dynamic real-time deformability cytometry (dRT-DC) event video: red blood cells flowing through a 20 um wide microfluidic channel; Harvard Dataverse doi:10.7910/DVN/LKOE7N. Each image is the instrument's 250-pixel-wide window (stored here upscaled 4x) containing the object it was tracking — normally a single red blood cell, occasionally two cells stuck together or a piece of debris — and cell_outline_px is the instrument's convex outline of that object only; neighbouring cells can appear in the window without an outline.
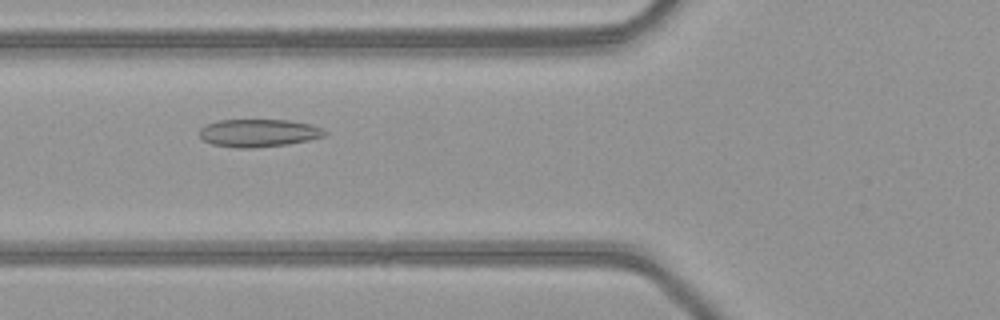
{"species": "common noctule bat (a hibernating species)", "species_latin": "Nyctalus noctula", "temperature_condition": "warm", "stored_images_in_passage": 14, "camera_frame_rate_fps": 3000, "um_per_image_px": 0.085, "animal": {"sex": "female", "body_mass_g": 21.9}, "frame": {"image": 1, "passage_image": 3, "time_ms": 0.667, "image_size_px": [1000, 320], "cell_outline_px": [[328, 132], [324, 136], [308, 140], [288, 144], [252, 148], [236, 148], [212, 144], [204, 140], [200, 136], [200, 128], [208, 124], [220, 120], [292, 120], [312, 124], [324, 128]], "centroid_in_image_um": [22.03, 11.3], "position_along_channel_um": 103.8, "area_um2": 20.35}}
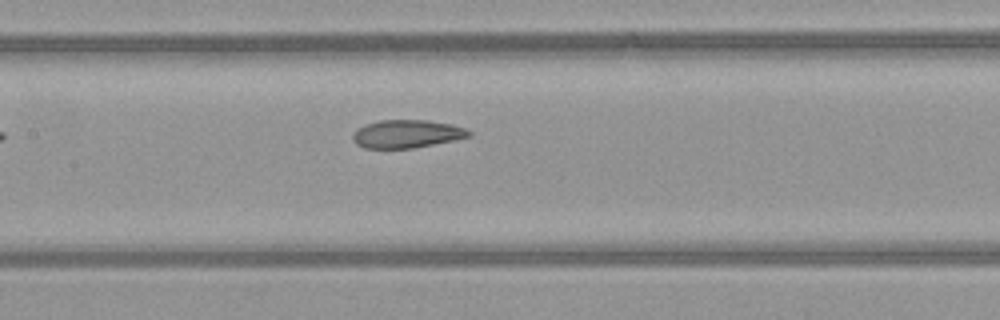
{"frame": {"image": 2, "passage_image": 8, "time_ms": 2.333, "image_size_px": [1000, 320], "cell_outline_px": [[472, 136], [412, 148], [364, 148], [356, 144], [352, 140], [352, 132], [356, 128], [380, 120], [428, 120], [452, 124], [468, 128], [472, 132]], "centroid_in_image_um": [34.58, 11.37], "position_along_channel_um": 172.8, "area_um2": 19.07}}